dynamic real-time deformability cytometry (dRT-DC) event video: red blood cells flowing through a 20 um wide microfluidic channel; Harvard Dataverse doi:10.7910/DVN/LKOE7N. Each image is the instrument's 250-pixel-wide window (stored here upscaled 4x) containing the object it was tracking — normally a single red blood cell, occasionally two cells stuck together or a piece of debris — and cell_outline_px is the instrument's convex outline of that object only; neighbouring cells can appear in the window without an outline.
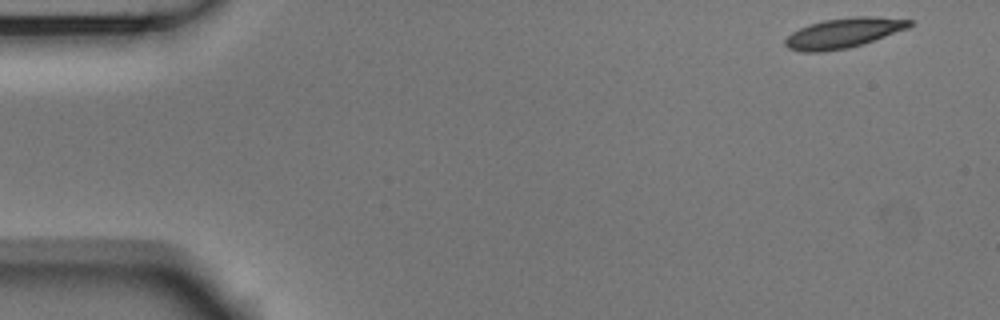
{"species": "Egyptian fruit bat (a non-hibernating species)", "species_latin": "Rousettus aegyptiacus", "temperature_condition": "room temperature", "stored_images_in_passage": 51, "camera_frame_rate_fps": 3000, "um_per_image_px": 0.085, "animal": {"sex": "male"}, "frame": {"image": 1, "passage_image": 1, "time_ms": 0.0, "image_size_px": [1000, 320], "cell_outline_px": [[912, 24], [908, 28], [848, 48], [824, 52], [800, 52], [788, 48], [784, 44], [784, 40], [792, 32], [808, 24], [824, 20], [852, 16], [872, 16], [912, 20]], "centroid_in_image_um": [71.64, 2.8], "position_along_channel_um": 13.4, "area_um2": 21.56}}
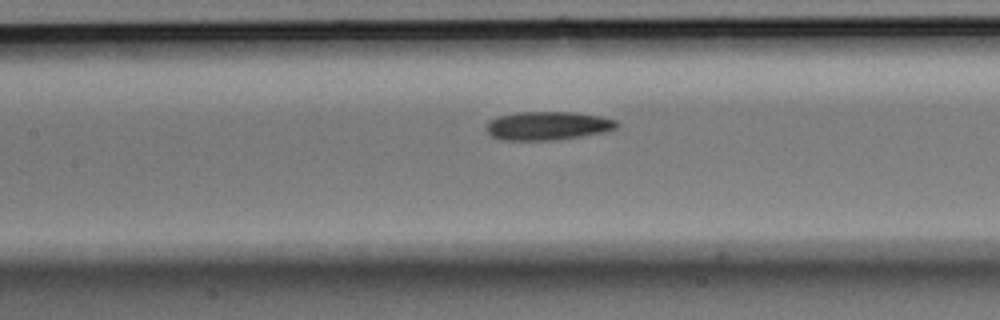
{"frame": {"image": 2, "passage_image": 22, "time_ms": 7.0, "image_size_px": [1000, 320], "cell_outline_px": [[620, 124], [616, 128], [604, 132], [580, 136], [552, 140], [500, 140], [492, 136], [484, 128], [488, 120], [500, 116], [516, 112], [572, 112], [600, 116], [616, 120]], "centroid_in_image_um": [46.52, 10.68], "position_along_channel_um": 160.9, "area_um2": 21.73}}
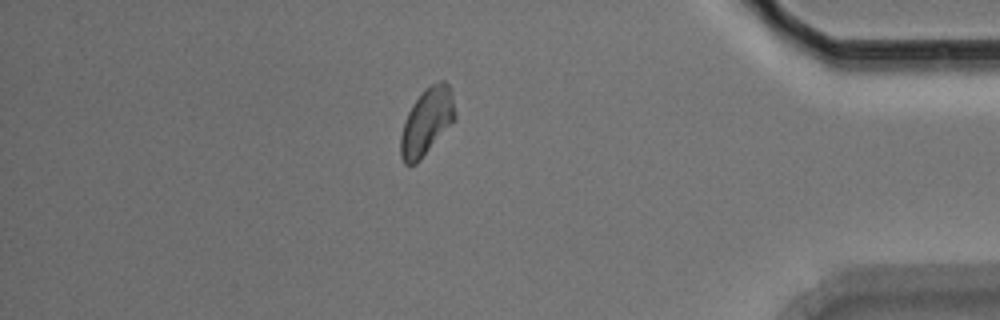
{"frame": {"image": 3, "passage_image": 44, "time_ms": 14.333, "image_size_px": [1000, 320], "cell_outline_px": [[456, 116], [420, 160], [416, 164], [404, 164], [400, 156], [400, 136], [404, 120], [412, 104], [432, 84], [440, 80], [444, 80], [448, 84], [452, 92], [456, 112]], "centroid_in_image_um": [36.25, 10.34], "position_along_channel_um": 398.9, "area_um2": 20.75}, "authors_computed_cell_mechanics": {"area_um2": 21.0392, "velocity_mm_per_s": 3.7316, "shape_relaxation_time_tau1_ms": 6.1746, "shape_relaxation_time_tau2_ms": 10.8774, "deformation_change_tau1": 0.139, "deformation_change_tau2": 0.1678}}